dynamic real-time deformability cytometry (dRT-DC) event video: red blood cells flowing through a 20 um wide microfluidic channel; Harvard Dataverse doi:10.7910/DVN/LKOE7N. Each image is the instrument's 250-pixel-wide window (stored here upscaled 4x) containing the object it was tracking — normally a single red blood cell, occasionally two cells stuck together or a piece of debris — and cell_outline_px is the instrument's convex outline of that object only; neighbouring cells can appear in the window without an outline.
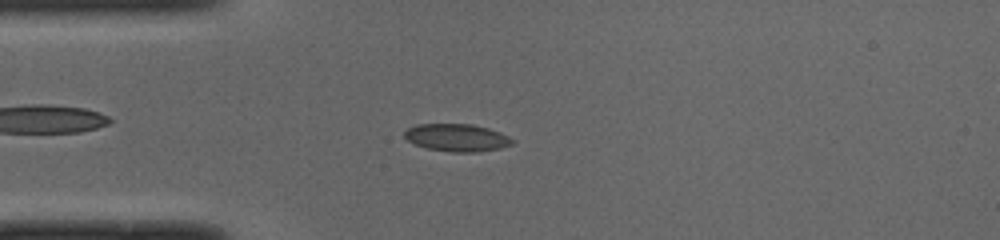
{"species": "common noctule bat (a hibernating species)", "species_latin": "Nyctalus noctula", "temperature_condition": "cold", "stored_images_in_passage": 49, "camera_frame_rate_fps": 3000, "um_per_image_px": 0.085, "animal": {"sex": "male", "body_mass_g": 19.0, "forearm_length_mm": 50.8}, "frame": {"image": 1, "passage_image": 12, "time_ms": 3.667, "image_size_px": [1000, 240], "cell_outline_px": [[516, 140], [512, 144], [500, 148], [476, 152], [452, 152], [428, 148], [416, 144], [408, 140], [404, 136], [404, 132], [408, 128], [416, 124], [472, 124], [488, 128], [500, 132]], "centroid_in_image_um": [38.86, 11.69], "position_along_channel_um": 46.1, "area_um2": 17.22}}
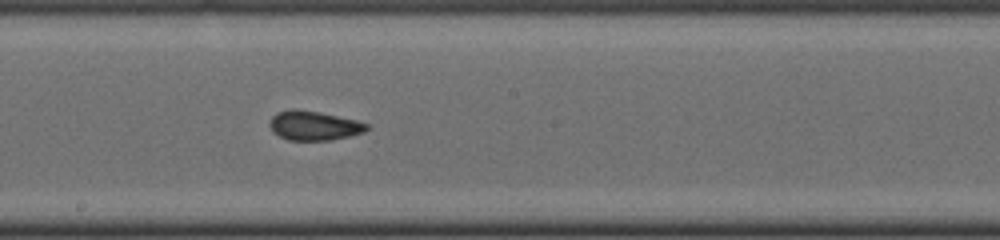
{"frame": {"image": 2, "passage_image": 26, "time_ms": 8.333, "image_size_px": [1000, 240], "cell_outline_px": [[368, 128], [364, 132], [332, 140], [288, 140], [272, 132], [268, 124], [272, 116], [276, 112], [292, 108], [296, 108], [320, 112], [356, 120], [368, 124]], "centroid_in_image_um": [26.63, 10.66], "position_along_channel_um": 221.6, "area_um2": 16.7}}
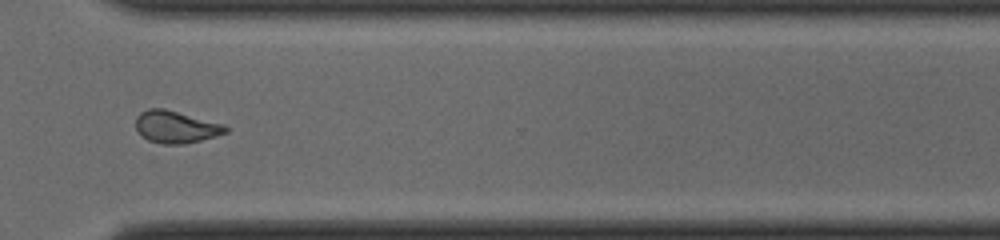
{"frame": {"image": 3, "passage_image": 36, "time_ms": 11.667, "image_size_px": [1000, 240], "cell_outline_px": [[228, 132], [216, 136], [184, 144], [164, 144], [148, 140], [136, 128], [136, 116], [140, 112], [148, 108], [164, 108], [224, 124], [228, 128]], "centroid_in_image_um": [14.96, 10.78], "position_along_channel_um": 355.6, "area_um2": 16.76}, "authors_computed_cell_mechanics": {"area_um2": 17.1088, "velocity_mm_per_s": 4.0012, "shape_relaxation_time_tau1_ms": null, "shape_relaxation_time_tau2_ms": 2.5946, "deformation_change_tau1": null, "deformation_change_tau2": 0.0758}}